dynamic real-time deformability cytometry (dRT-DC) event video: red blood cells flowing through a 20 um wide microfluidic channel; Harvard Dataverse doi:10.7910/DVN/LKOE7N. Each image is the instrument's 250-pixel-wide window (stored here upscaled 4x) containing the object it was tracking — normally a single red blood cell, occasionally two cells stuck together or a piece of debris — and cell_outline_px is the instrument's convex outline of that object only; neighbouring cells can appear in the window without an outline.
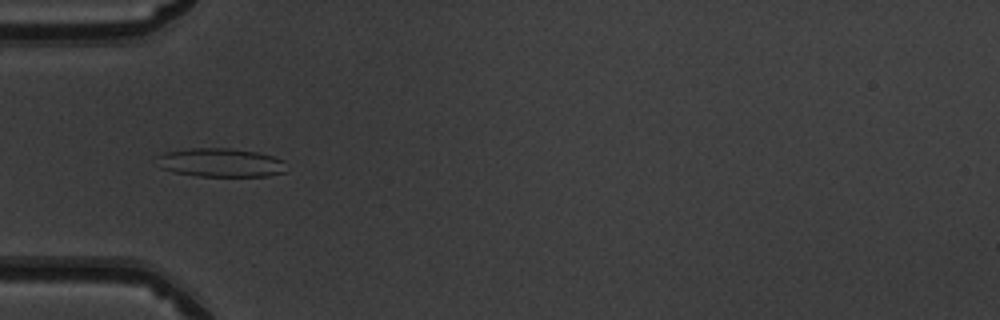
{"species": "common noctule bat (a hibernating species)", "species_latin": "Nyctalus noctula", "temperature_condition": "warm", "stored_images_in_passage": 38, "camera_frame_rate_fps": 3000, "um_per_image_px": 0.085, "animal": {"sex": "male", "body_mass_g": 19.5, "forearm_length_mm": 54.6}, "frame": {"image": 1, "passage_image": 4, "time_ms": 1.0, "image_size_px": [1000, 320], "cell_outline_px": [[288, 172], [268, 176], [196, 176], [172, 172], [160, 168], [156, 156], [164, 152], [188, 148], [232, 148], [256, 152], [272, 156], [284, 160]], "centroid_in_image_um": [18.76, 13.82], "position_along_channel_um": 66.2, "area_um2": 22.02}}
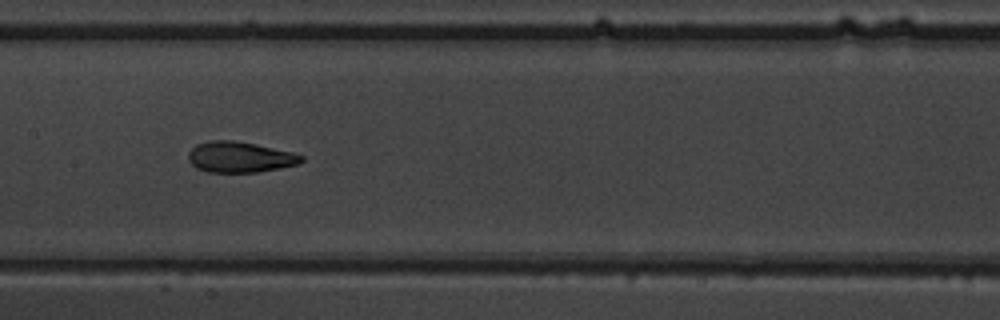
{"frame": {"image": 2, "passage_image": 13, "time_ms": 4.0, "image_size_px": [1000, 320], "cell_outline_px": [[304, 160], [300, 164], [280, 168], [256, 172], [208, 172], [196, 168], [188, 160], [188, 152], [196, 144], [208, 140], [236, 140], [256, 144], [292, 152], [304, 156]], "centroid_in_image_um": [20.38, 13.34], "position_along_channel_um": 187.0, "area_um2": 20.46}}
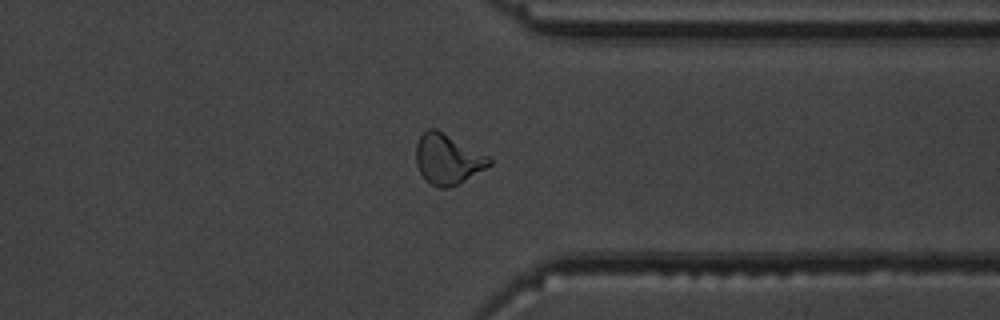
{"frame": {"image": 3, "passage_image": 27, "time_ms": 8.667, "image_size_px": [1000, 320], "cell_outline_px": [[492, 164], [488, 168], [456, 184], [444, 188], [440, 188], [432, 184], [420, 172], [416, 164], [416, 144], [420, 136], [428, 128], [436, 128], [488, 156], [492, 160]], "centroid_in_image_um": [38.05, 13.51], "position_along_channel_um": 373.3, "area_um2": 21.1}, "authors_computed_cell_mechanics": {"area_um2": 20.4612, "velocity_mm_per_s": 4.0443, "shape_relaxation_time_tau1_ms": 4.4596, "shape_relaxation_time_tau2_ms": 1.3201, "deformation_change_tau1": 0.1927, "deformation_change_tau2": 0.0872}}